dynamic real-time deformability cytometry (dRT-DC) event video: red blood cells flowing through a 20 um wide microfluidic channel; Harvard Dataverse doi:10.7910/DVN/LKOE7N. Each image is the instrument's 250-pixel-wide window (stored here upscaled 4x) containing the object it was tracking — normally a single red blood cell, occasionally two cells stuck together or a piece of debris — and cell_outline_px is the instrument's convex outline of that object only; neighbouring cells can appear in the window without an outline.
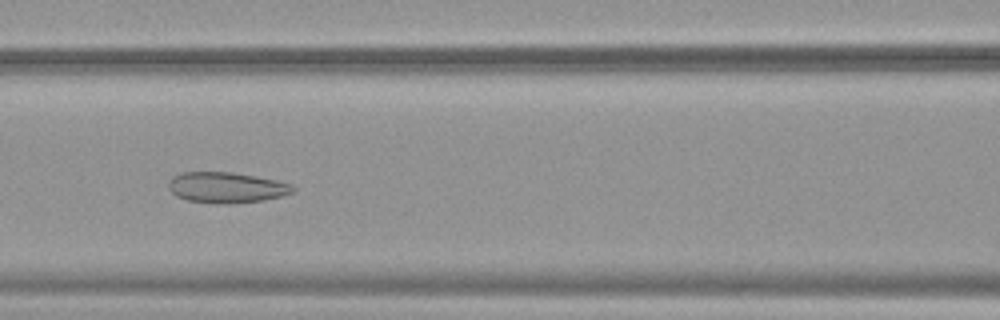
{"species": "common noctule bat (a hibernating species)", "species_latin": "Nyctalus noctula", "temperature_condition": "warm", "stored_images_in_passage": 50, "camera_frame_rate_fps": 3000, "um_per_image_px": 0.085, "animal": {"sex": "female", "body_mass_g": 19.9}, "frame": {"image": 1, "passage_image": 21, "time_ms": 6.667, "image_size_px": [1000, 320], "cell_outline_px": [[296, 188], [292, 192], [280, 196], [264, 200], [228, 204], [212, 204], [188, 200], [176, 196], [168, 188], [168, 180], [172, 176], [180, 172], [232, 172], [256, 176], [276, 180], [292, 184]], "centroid_in_image_um": [19.21, 15.94], "position_along_channel_um": 147.4, "area_um2": 22.48}}
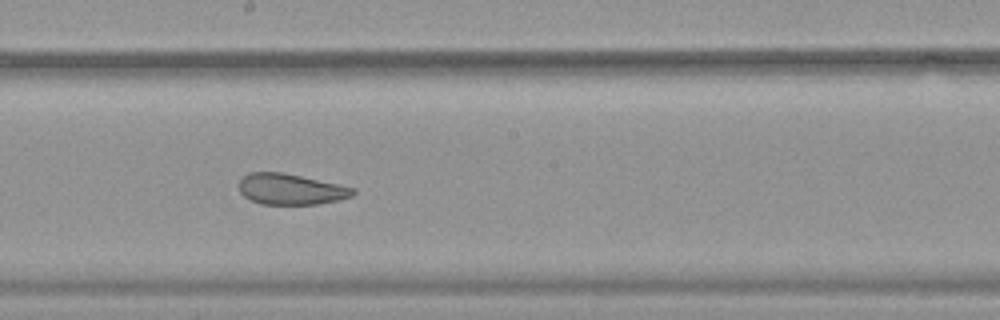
{"frame": {"image": 2, "passage_image": 27, "time_ms": 8.667, "image_size_px": [1000, 320], "cell_outline_px": [[356, 192], [352, 196], [336, 200], [316, 204], [260, 204], [244, 196], [240, 192], [240, 180], [248, 172], [280, 172], [300, 176], [356, 188]], "centroid_in_image_um": [24.7, 16.08], "position_along_channel_um": 223.5, "area_um2": 20.23}}
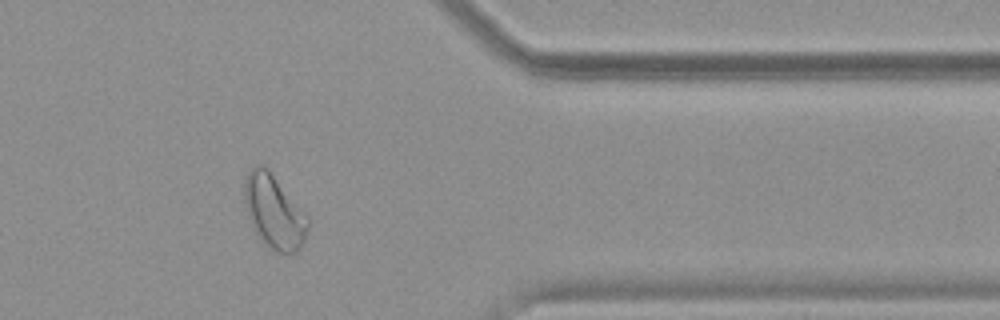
{"frame": {"image": 3, "passage_image": 41, "time_ms": 13.333, "image_size_px": [1000, 320], "cell_outline_px": [[308, 228], [304, 240], [300, 248], [296, 252], [288, 256], [276, 252], [268, 248], [260, 240], [252, 228], [248, 220], [244, 200], [244, 180], [248, 172], [256, 164], [260, 164], [268, 168], [308, 216]], "centroid_in_image_um": [23.28, 18.03], "position_along_channel_um": 388.1, "area_um2": 27.74}, "authors_computed_cell_mechanics": {"area_um2": 27.5995, "velocity_mm_per_s": 3.833, "shape_relaxation_time_tau1_ms": null, "shape_relaxation_time_tau2_ms": 1.4146, "deformation_change_tau1": null, "deformation_change_tau2": 0.084}}